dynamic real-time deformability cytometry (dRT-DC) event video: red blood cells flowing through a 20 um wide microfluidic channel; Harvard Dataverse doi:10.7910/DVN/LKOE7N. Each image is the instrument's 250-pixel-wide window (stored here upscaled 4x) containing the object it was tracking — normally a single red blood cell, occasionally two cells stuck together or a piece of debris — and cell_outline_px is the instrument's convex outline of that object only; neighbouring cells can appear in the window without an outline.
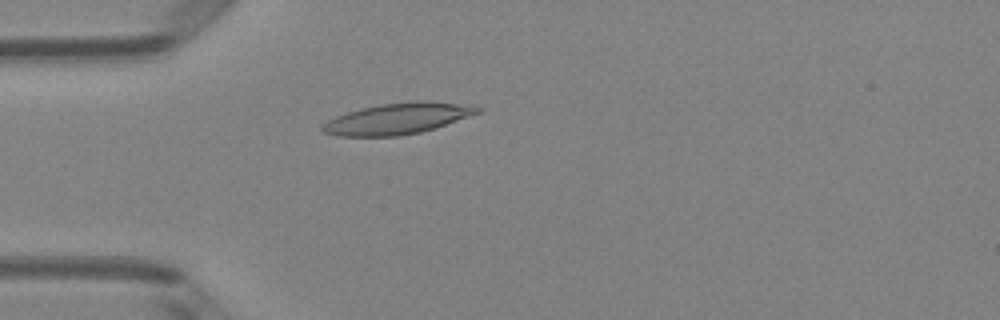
{"species": "Egyptian fruit bat (a non-hibernating species)", "species_latin": "Rousettus aegyptiacus", "temperature_condition": "room temperature", "stored_images_in_passage": 3, "camera_frame_rate_fps": 3000, "um_per_image_px": 0.085, "animal": {"sex": "female"}, "frame": {"image": 1, "passage_image": 3, "time_ms": 0.667, "image_size_px": [1000, 320], "cell_outline_px": [[484, 108], [480, 112], [420, 132], [400, 136], [336, 136], [324, 132], [320, 128], [328, 120], [336, 116], [360, 108], [380, 104], [416, 100], [428, 100], [472, 104]], "centroid_in_image_um": [33.82, 10.06], "position_along_channel_um": 51.2, "area_um2": 28.15}}